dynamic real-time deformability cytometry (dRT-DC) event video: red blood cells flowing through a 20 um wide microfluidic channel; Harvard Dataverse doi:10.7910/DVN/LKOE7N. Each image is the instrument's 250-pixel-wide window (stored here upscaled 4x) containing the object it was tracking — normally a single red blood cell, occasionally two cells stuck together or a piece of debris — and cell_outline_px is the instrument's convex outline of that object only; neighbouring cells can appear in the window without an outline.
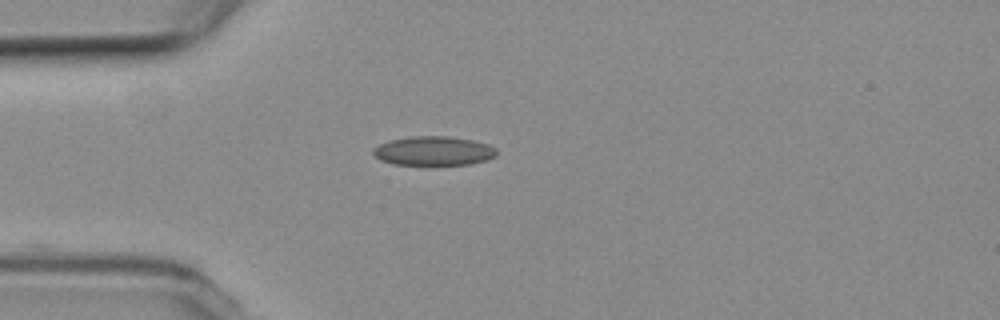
{"species": "common noctule bat (a hibernating species)", "species_latin": "Nyctalus noctula", "temperature_condition": "room temperature", "stored_images_in_passage": 41, "camera_frame_rate_fps": 3000, "um_per_image_px": 0.085, "animal": {"sex": "female", "body_mass_g": 19.3, "forearm_length_mm": 54.1}, "frame": {"image": 1, "passage_image": 1, "time_ms": 0.0, "image_size_px": [1000, 320], "cell_outline_px": [[496, 156], [488, 160], [472, 164], [432, 168], [392, 164], [380, 160], [372, 152], [372, 148], [388, 140], [412, 136], [448, 136], [472, 140], [488, 144], [496, 148]], "centroid_in_image_um": [36.85, 12.88], "position_along_channel_um": 48.1, "area_um2": 22.14}}
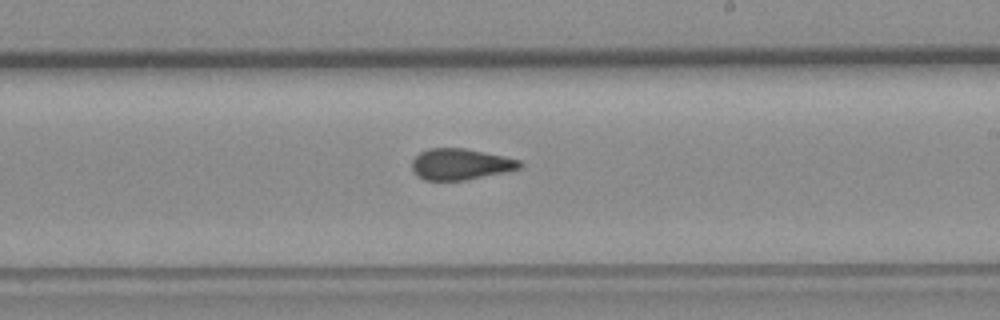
{"frame": {"image": 2, "passage_image": 18, "time_ms": 5.667, "image_size_px": [1000, 320], "cell_outline_px": [[524, 164], [520, 168], [468, 180], [424, 180], [416, 176], [412, 172], [412, 160], [420, 152], [428, 148], [464, 148], [484, 152], [520, 160]], "centroid_in_image_um": [39.1, 13.96], "position_along_channel_um": 249.9, "area_um2": 19.59}}
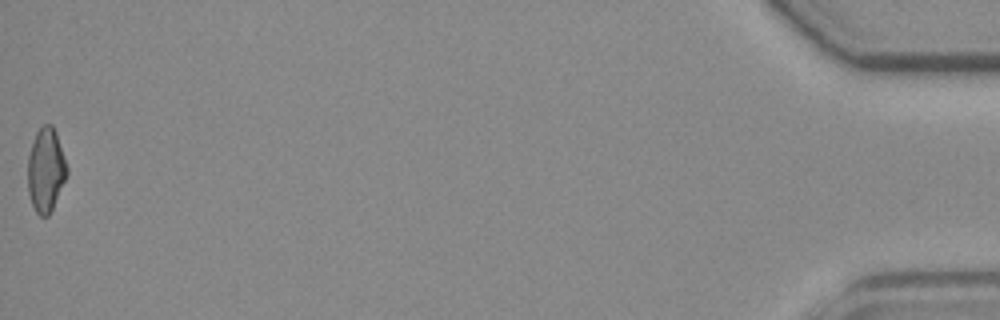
{"frame": {"image": 3, "passage_image": 41, "time_ms": 13.333, "image_size_px": [1000, 320], "cell_outline_px": [[68, 172], [52, 208], [48, 216], [40, 216], [36, 212], [32, 204], [28, 192], [28, 156], [36, 132], [44, 124], [52, 124], [56, 132], [68, 168]], "centroid_in_image_um": [3.89, 14.43], "position_along_channel_um": 431.3, "area_um2": 18.9}, "authors_computed_cell_mechanics": {"area_um2": 19.7676, "velocity_mm_per_s": 3.7681, "shape_relaxation_time_tau1_ms": null, "shape_relaxation_time_tau2_ms": 2.0425, "deformation_change_tau1": null, "deformation_change_tau2": 0.0866}}